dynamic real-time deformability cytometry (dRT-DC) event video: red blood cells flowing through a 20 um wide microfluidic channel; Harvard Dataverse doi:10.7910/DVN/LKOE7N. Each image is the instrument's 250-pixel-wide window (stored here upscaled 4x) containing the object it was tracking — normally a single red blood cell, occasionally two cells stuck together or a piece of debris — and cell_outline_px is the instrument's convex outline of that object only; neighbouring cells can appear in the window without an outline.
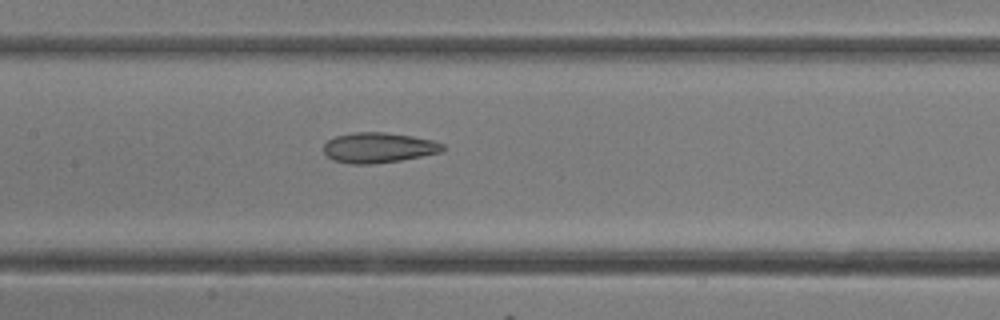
{"species": "common noctule bat (a hibernating species)", "species_latin": "Nyctalus noctula", "temperature_condition": "room temperature", "stored_images_in_passage": 16, "camera_frame_rate_fps": 3000, "um_per_image_px": 0.085, "animal": {"sex": "female"}, "frame": {"image": 1, "passage_image": 14, "time_ms": 4.333, "image_size_px": [1000, 320], "cell_outline_px": [[444, 148], [440, 152], [400, 160], [372, 164], [352, 164], [332, 160], [324, 156], [324, 144], [328, 140], [336, 136], [352, 132], [384, 132], [412, 136], [432, 140], [444, 144]], "centroid_in_image_um": [32.12, 12.55], "position_along_channel_um": 175.3, "area_um2": 20.98}}
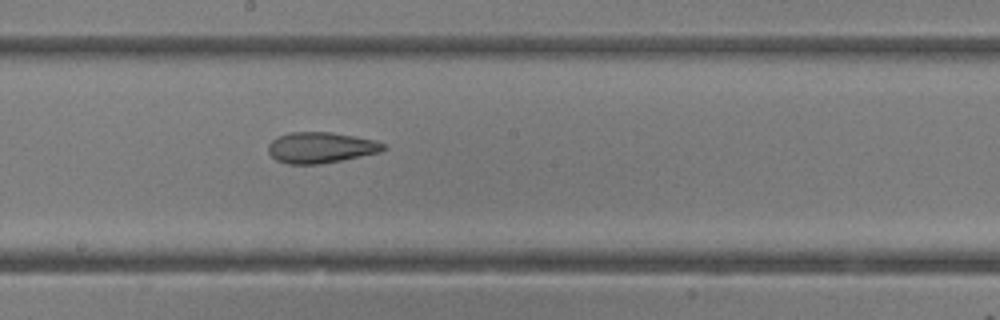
{"frame": {"image": 2, "passage_image": 16, "time_ms": 5.0, "image_size_px": [1000, 320], "cell_outline_px": [[388, 148], [380, 152], [320, 164], [288, 164], [276, 160], [268, 152], [268, 144], [276, 136], [292, 132], [328, 132], [376, 140], [384, 144]], "centroid_in_image_um": [27.24, 12.54], "position_along_channel_um": 221.0, "area_um2": 20.63}}